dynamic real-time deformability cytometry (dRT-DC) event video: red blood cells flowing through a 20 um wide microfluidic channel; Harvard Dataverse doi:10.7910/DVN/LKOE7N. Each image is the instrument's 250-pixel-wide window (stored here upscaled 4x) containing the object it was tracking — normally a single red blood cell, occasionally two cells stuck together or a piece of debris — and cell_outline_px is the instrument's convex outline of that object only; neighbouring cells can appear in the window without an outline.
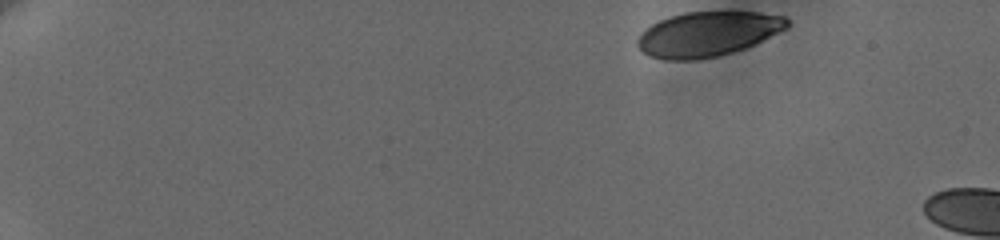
{"species": "human", "species_latin": "Homo sapiens", "temperature_condition": "cold", "stored_images_in_passage": 8, "camera_frame_rate_fps": 3000, "um_per_image_px": 0.085, "donor": {"sex": "female"}, "frame": {"image": 1, "passage_image": 1, "time_ms": 0.0, "image_size_px": [1000, 240], "cell_outline_px": [[788, 28], [744, 48], [732, 52], [716, 56], [696, 60], [664, 60], [648, 56], [636, 44], [636, 40], [640, 32], [644, 28], [660, 20], [684, 12], [760, 12], [784, 16], [788, 20]], "centroid_in_image_um": [60.11, 2.89], "position_along_channel_um": 24.9, "area_um2": 38.96}}